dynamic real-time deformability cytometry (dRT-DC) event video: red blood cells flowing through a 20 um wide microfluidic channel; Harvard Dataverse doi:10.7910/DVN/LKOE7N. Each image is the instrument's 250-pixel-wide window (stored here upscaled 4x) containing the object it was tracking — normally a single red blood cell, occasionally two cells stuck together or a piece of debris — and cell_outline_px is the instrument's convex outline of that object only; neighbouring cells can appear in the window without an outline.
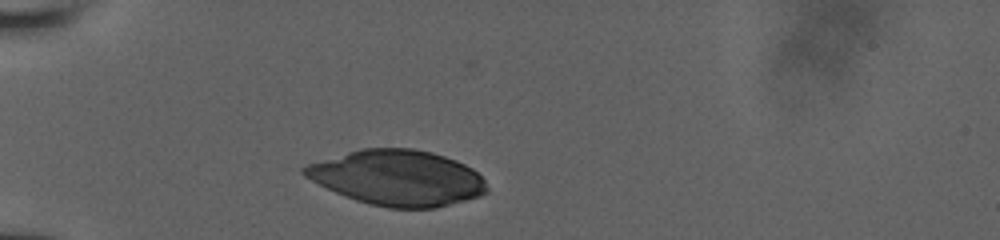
{"species": "human", "species_latin": "Homo sapiens", "temperature_condition": "room temperature", "stored_images_in_passage": 2, "camera_frame_rate_fps": 3000, "um_per_image_px": 0.085, "donor": {"sex": "male"}, "frame": {"image": 1, "passage_image": 1, "time_ms": 0.0, "image_size_px": [1000, 240], "cell_outline_px": [[488, 192], [480, 196], [436, 208], [388, 208], [368, 204], [344, 196], [304, 176], [300, 172], [300, 168], [308, 164], [348, 152], [364, 148], [412, 148], [432, 152], [456, 160], [472, 168], [484, 180], [488, 188]], "centroid_in_image_um": [33.8, 15.12], "position_along_channel_um": 51.2, "area_um2": 58.78}}